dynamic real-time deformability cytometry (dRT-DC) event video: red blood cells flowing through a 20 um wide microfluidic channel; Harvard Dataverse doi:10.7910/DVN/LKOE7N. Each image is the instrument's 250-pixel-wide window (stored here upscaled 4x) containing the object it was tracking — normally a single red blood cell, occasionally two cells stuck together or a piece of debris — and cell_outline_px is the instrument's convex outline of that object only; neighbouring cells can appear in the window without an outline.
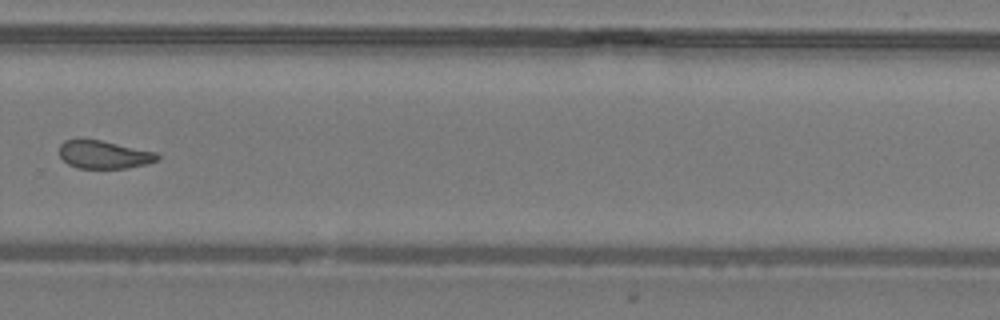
{"species": "common noctule bat (a hibernating species)", "species_latin": "Nyctalus noctula", "temperature_condition": "warm", "stored_images_in_passage": 29, "camera_frame_rate_fps": 3000, "um_per_image_px": 0.085, "animal": {"sex": "male", "body_mass_g": 19.2, "forearm_length_mm": 51.8}, "frame": {"image": 1, "passage_image": 17, "time_ms": 5.333, "image_size_px": [1000, 320], "cell_outline_px": [[160, 156], [156, 160], [148, 164], [124, 168], [76, 168], [68, 164], [60, 156], [60, 144], [64, 140], [100, 140], [156, 152]], "centroid_in_image_um": [8.83, 13.15], "position_along_channel_um": 321.0, "area_um2": 15.78}}
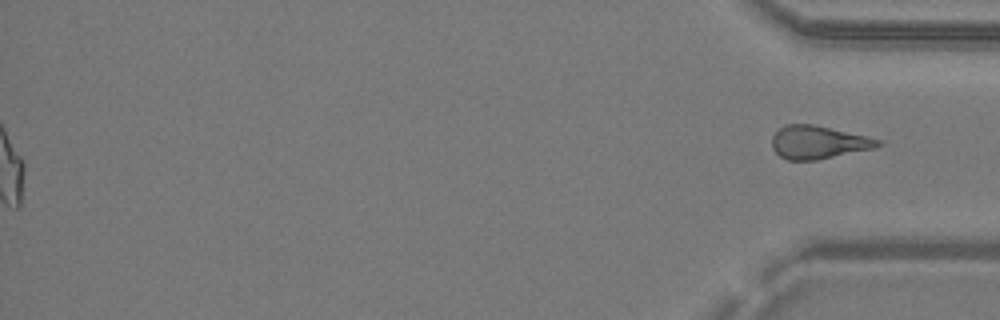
{"frame": {"image": 2, "passage_image": 29, "time_ms": 9.333, "image_size_px": [1000, 320], "cell_outline_px": [[884, 144], [876, 148], [816, 160], [788, 160], [780, 156], [772, 148], [772, 136], [780, 128], [788, 124], [812, 124], [868, 136], [884, 140]], "centroid_in_image_um": [69.61, 12.1], "position_along_channel_um": 365.6, "area_um2": 20.52}}